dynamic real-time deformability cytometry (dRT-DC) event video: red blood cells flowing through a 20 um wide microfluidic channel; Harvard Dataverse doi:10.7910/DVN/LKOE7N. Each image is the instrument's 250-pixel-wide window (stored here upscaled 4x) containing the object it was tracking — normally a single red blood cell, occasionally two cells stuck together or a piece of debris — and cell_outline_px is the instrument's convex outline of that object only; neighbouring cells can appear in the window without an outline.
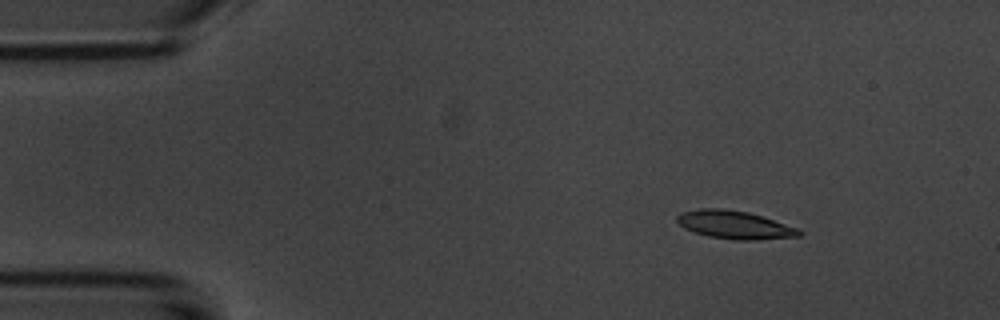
{"species": "common noctule bat (a hibernating species)", "species_latin": "Nyctalus noctula", "temperature_condition": "room temperature", "stored_images_in_passage": 5, "camera_frame_rate_fps": 3000, "um_per_image_px": 0.085, "animal": {"sex": "male", "body_mass_g": 20.1, "forearm_length_mm": 53.5}, "frame": {"image": 1, "passage_image": 2, "time_ms": 1.333, "image_size_px": [1000, 320], "cell_outline_px": [[804, 232], [800, 236], [756, 240], [732, 240], [708, 236], [684, 228], [676, 220], [676, 216], [680, 212], [700, 208], [724, 208], [748, 212], [796, 228]], "centroid_in_image_um": [62.4, 19.11], "position_along_channel_um": 22.6, "area_um2": 19.88}}
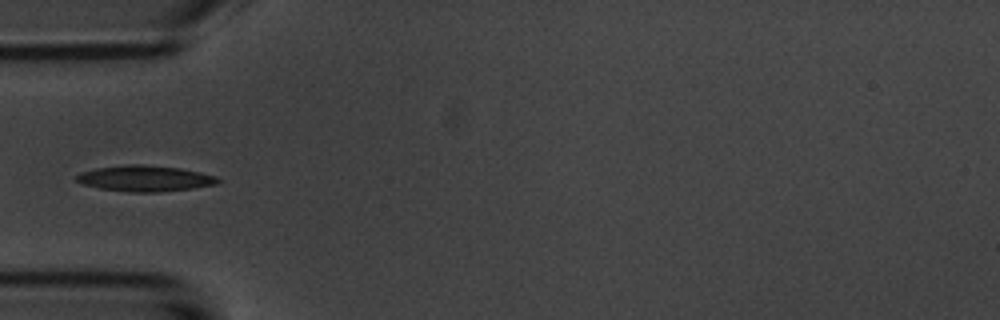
{"frame": {"image": 2, "passage_image": 5, "time_ms": 4.667, "image_size_px": [1000, 320], "cell_outline_px": [[220, 180], [216, 184], [192, 188], [160, 192], [132, 192], [100, 188], [84, 184], [76, 180], [76, 176], [80, 172], [96, 168], [128, 164], [140, 164], [180, 168], [200, 172], [216, 176]], "centroid_in_image_um": [12.32, 15.16], "position_along_channel_um": 72.7, "area_um2": 21.15}}